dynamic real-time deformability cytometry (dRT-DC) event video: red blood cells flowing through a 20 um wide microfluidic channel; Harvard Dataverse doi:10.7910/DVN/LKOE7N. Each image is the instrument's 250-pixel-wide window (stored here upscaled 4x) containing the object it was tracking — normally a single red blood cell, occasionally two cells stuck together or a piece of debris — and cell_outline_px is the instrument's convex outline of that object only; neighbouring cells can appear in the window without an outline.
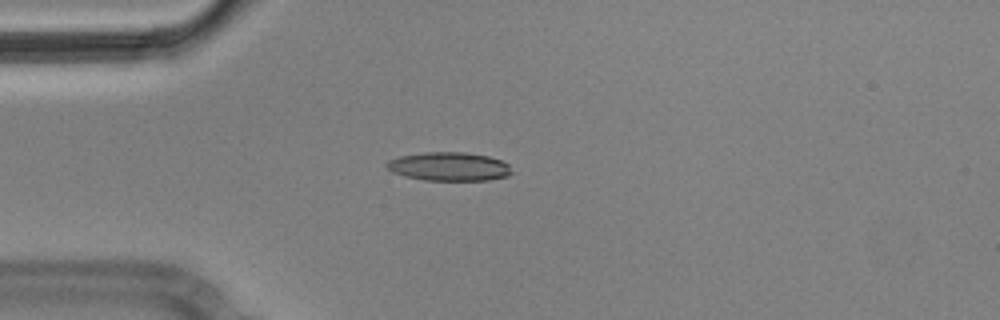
{"species": "Egyptian fruit bat (a non-hibernating species)", "species_latin": "Rousettus aegyptiacus", "temperature_condition": "cold", "stored_images_in_passage": 5, "camera_frame_rate_fps": 3000, "um_per_image_px": 0.085, "animal": {"sex": "male"}, "frame": {"image": 1, "passage_image": 5, "time_ms": 1.333, "image_size_px": [1000, 320], "cell_outline_px": [[512, 172], [508, 176], [488, 180], [424, 180], [404, 176], [392, 172], [384, 164], [388, 160], [400, 156], [424, 152], [464, 152], [488, 156], [500, 160], [508, 164]], "centroid_in_image_um": [38.15, 14.15], "position_along_channel_um": 46.9, "area_um2": 20.87}}